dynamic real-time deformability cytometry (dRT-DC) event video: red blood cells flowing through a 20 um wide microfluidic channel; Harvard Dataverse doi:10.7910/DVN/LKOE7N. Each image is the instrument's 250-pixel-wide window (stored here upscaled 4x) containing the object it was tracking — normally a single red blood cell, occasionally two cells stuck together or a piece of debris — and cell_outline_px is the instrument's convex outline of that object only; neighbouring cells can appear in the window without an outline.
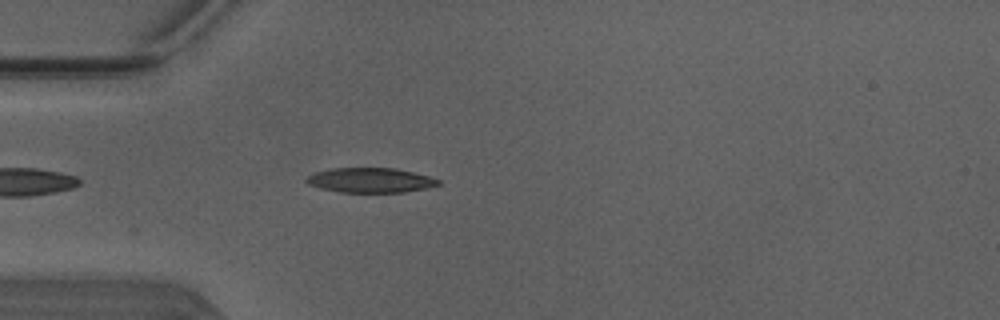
{"species": "Egyptian fruit bat (a non-hibernating species)", "species_latin": "Rousettus aegyptiacus", "temperature_condition": "warm", "stored_images_in_passage": 39, "camera_frame_rate_fps": 3000, "um_per_image_px": 0.085, "animal": {"sex": "male"}, "frame": {"image": 1, "passage_image": 4, "time_ms": 1.0, "image_size_px": [1000, 320], "cell_outline_px": [[440, 184], [424, 188], [404, 192], [340, 192], [320, 188], [308, 184], [304, 180], [312, 172], [332, 168], [396, 168], [428, 176], [440, 180]], "centroid_in_image_um": [31.43, 15.31], "position_along_channel_um": 53.6, "area_um2": 18.96}}
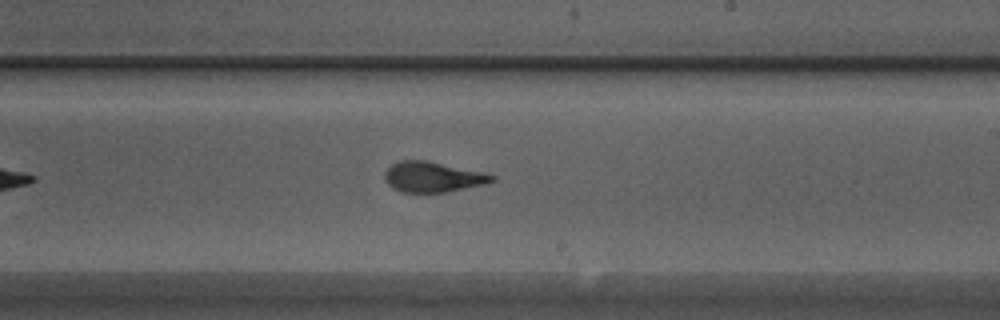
{"frame": {"image": 2, "passage_image": 19, "time_ms": 6.0, "image_size_px": [1000, 320], "cell_outline_px": [[496, 180], [488, 184], [444, 192], [400, 192], [392, 188], [384, 180], [384, 172], [392, 164], [400, 160], [424, 160], [484, 172], [496, 176]], "centroid_in_image_um": [36.79, 15.04], "position_along_channel_um": 252.2, "area_um2": 19.07}}
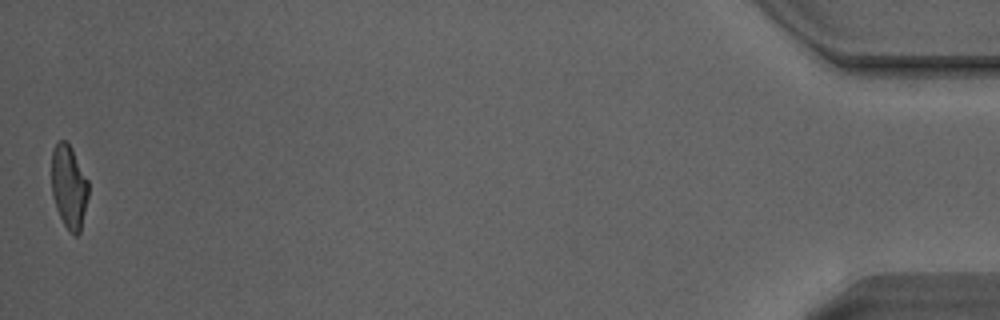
{"frame": {"image": 3, "passage_image": 39, "time_ms": 12.667, "image_size_px": [1000, 320], "cell_outline_px": [[88, 196], [80, 232], [76, 236], [72, 236], [64, 224], [56, 208], [52, 192], [52, 148], [60, 140], [64, 140], [72, 148], [88, 180]], "centroid_in_image_um": [5.86, 15.88], "position_along_channel_um": 429.3, "area_um2": 17.86}, "authors_computed_cell_mechanics": {"area_um2": 19.074, "velocity_mm_per_s": 4.1304, "shape_relaxation_time_tau1_ms": 5.1417, "shape_relaxation_time_tau2_ms": 1.2722, "deformation_change_tau1": 0.2243, "deformation_change_tau2": 0.1057}}